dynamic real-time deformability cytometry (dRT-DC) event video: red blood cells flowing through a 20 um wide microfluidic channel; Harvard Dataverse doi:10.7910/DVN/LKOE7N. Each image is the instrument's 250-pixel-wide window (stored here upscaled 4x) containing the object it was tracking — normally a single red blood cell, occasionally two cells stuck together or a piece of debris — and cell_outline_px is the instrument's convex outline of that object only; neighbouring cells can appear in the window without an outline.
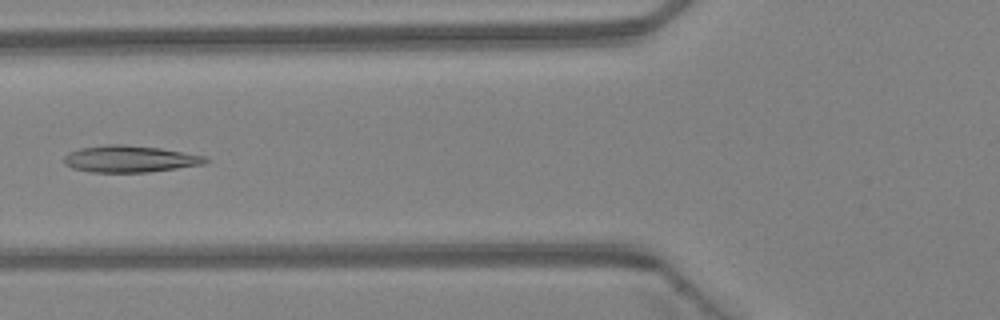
{"species": "Egyptian fruit bat (a non-hibernating species)", "species_latin": "Rousettus aegyptiacus", "temperature_condition": "warm", "stored_images_in_passage": 4, "camera_frame_rate_fps": 3000, "um_per_image_px": 0.085, "animal": {"sex": "female"}, "frame": {"image": 1, "passage_image": 4, "time_ms": 1.0, "image_size_px": [1000, 320], "cell_outline_px": [[208, 160], [204, 164], [148, 172], [92, 172], [72, 168], [64, 164], [64, 156], [68, 152], [80, 148], [104, 144], [124, 144], [160, 148], [184, 152], [204, 156]], "centroid_in_image_um": [10.99, 13.5], "position_along_channel_um": 114.8, "area_um2": 22.02}}